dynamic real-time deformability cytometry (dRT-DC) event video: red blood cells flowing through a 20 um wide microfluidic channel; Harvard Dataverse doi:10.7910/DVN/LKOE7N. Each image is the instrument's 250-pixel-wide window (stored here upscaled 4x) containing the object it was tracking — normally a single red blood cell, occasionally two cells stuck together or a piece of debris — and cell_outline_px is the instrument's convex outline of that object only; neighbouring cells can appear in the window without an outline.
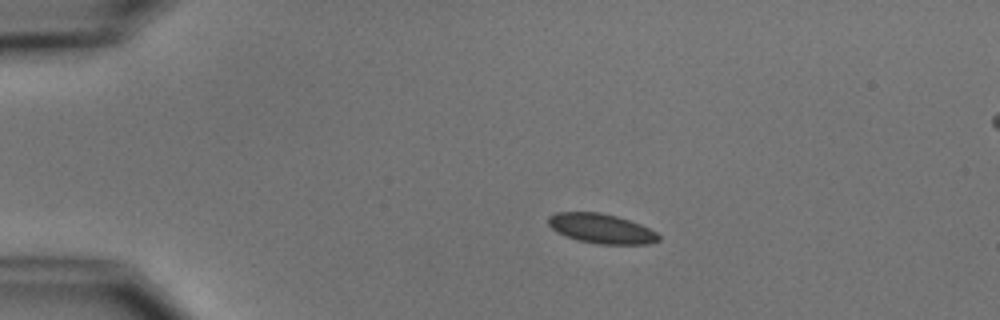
{"species": "common noctule bat (a hibernating species)", "species_latin": "Nyctalus noctula", "temperature_condition": "cold", "stored_images_in_passage": 6, "camera_frame_rate_fps": 3000, "um_per_image_px": 0.085, "animal": {"sex": "male", "body_mass_g": 15.6}, "frame": {"image": 1, "passage_image": 3, "time_ms": 2.333, "image_size_px": [1000, 320], "cell_outline_px": [[660, 240], [648, 244], [596, 244], [576, 240], [556, 232], [548, 224], [548, 216], [556, 212], [600, 212], [616, 216], [640, 224], [656, 232], [660, 236]], "centroid_in_image_um": [51.09, 19.43], "position_along_channel_um": 33.9, "area_um2": 19.13}}
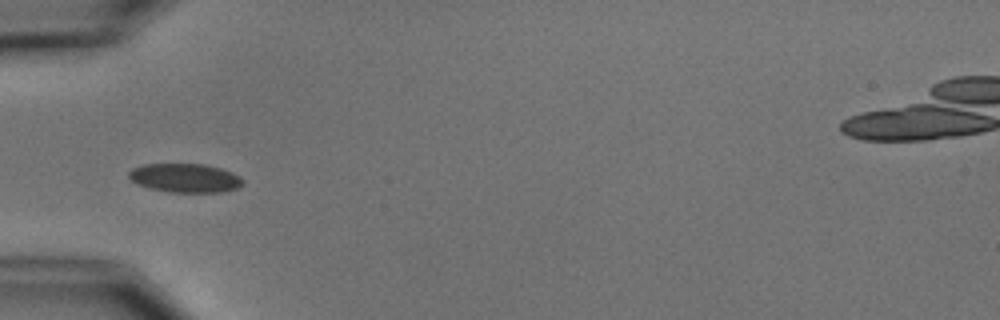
{"frame": {"image": 2, "passage_image": 5, "time_ms": 4.667, "image_size_px": [1000, 320], "cell_outline_px": [[244, 184], [236, 188], [224, 192], [168, 192], [136, 184], [128, 176], [128, 172], [132, 168], [144, 164], [204, 164], [220, 168], [232, 172], [240, 176], [244, 180]], "centroid_in_image_um": [15.75, 15.12], "position_along_channel_um": 69.3, "area_um2": 19.25}}